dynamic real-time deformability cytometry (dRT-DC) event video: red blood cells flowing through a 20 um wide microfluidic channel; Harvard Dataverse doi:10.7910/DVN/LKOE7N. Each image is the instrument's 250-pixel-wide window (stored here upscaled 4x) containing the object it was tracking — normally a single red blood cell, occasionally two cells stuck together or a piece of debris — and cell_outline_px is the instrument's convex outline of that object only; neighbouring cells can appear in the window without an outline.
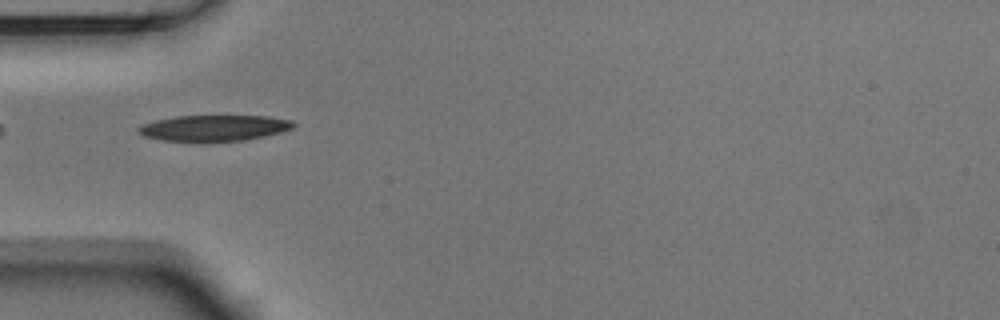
{"species": "Egyptian fruit bat (a non-hibernating species)", "species_latin": "Rousettus aegyptiacus", "temperature_condition": "room temperature", "stored_images_in_passage": 39, "camera_frame_rate_fps": 3000, "um_per_image_px": 0.085, "animal": {"sex": "male"}, "frame": {"image": 1, "passage_image": 2, "time_ms": 0.333, "image_size_px": [1000, 320], "cell_outline_px": [[296, 124], [292, 128], [280, 132], [244, 140], [204, 144], [160, 140], [144, 136], [136, 132], [136, 128], [140, 124], [156, 120], [176, 116], [268, 116], [292, 120]], "centroid_in_image_um": [18.11, 10.91], "position_along_channel_um": 66.9, "area_um2": 24.28}}
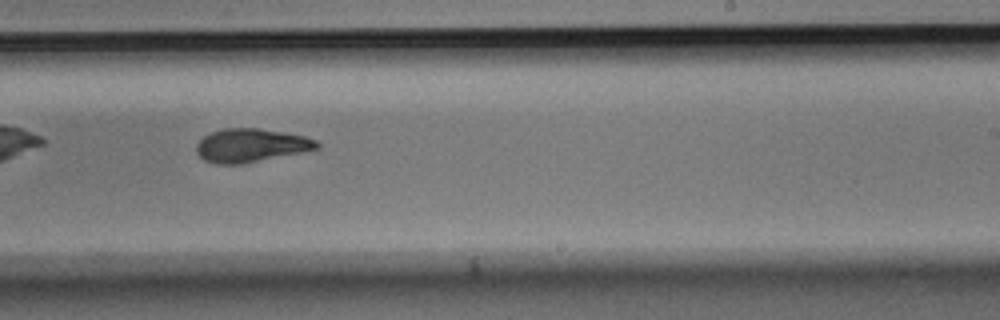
{"frame": {"image": 2, "passage_image": 18, "time_ms": 5.667, "image_size_px": [1000, 320], "cell_outline_px": [[320, 148], [240, 164], [216, 164], [204, 160], [196, 152], [196, 144], [204, 136], [212, 132], [224, 128], [256, 128], [304, 136], [316, 140], [320, 144]], "centroid_in_image_um": [21.29, 12.36], "position_along_channel_um": 267.7, "area_um2": 23.12}}
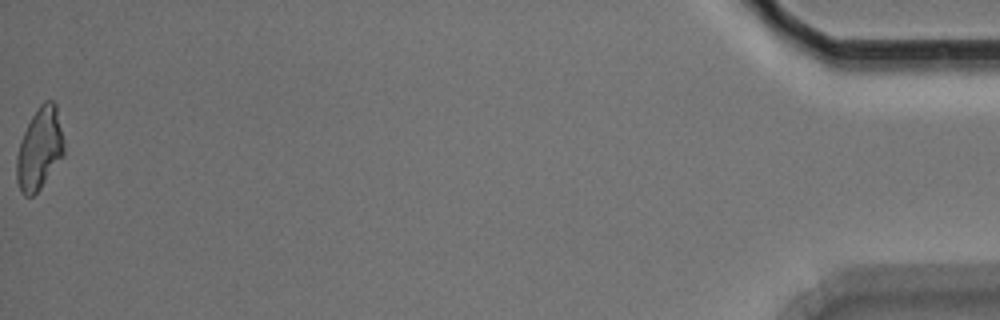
{"frame": {"image": 3, "passage_image": 39, "time_ms": 12.667, "image_size_px": [1000, 320], "cell_outline_px": [[64, 156], [40, 188], [32, 196], [24, 196], [20, 192], [16, 180], [16, 156], [20, 140], [32, 116], [40, 104], [44, 100], [52, 100], [56, 104], [64, 140]], "centroid_in_image_um": [3.36, 12.65], "position_along_channel_um": 431.8, "area_um2": 22.77}, "authors_computed_cell_mechanics": {"area_um2": 23.2934, "velocity_mm_per_s": 3.7556, "shape_relaxation_time_tau1_ms": 4.1803, "shape_relaxation_time_tau2_ms": 3.566, "deformation_change_tau1": 0.1499, "deformation_change_tau2": 0.1097}}